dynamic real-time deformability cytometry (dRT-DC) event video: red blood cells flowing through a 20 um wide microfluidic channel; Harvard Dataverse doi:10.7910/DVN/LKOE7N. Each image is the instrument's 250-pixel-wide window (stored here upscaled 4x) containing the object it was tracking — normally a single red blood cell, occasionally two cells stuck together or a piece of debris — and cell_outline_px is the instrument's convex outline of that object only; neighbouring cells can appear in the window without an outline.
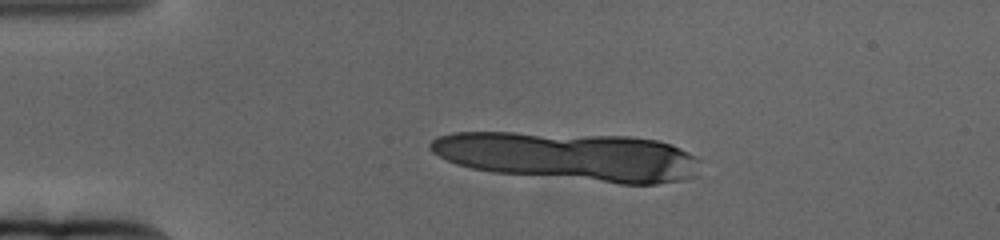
{"species": "human", "species_latin": "Homo sapiens", "temperature_condition": "cold", "stored_images_in_passage": 2, "segment_of_instrument_passage": [1, 2], "camera_frame_rate_fps": 3000, "um_per_image_px": 0.085, "donor": {"sex": "female"}, "frame": {"image": 1, "passage_image": 1, "time_ms": 0.0, "image_size_px": [1000, 240], "cell_outline_px": [[680, 152], [656, 180], [644, 184], [640, 184], [612, 180], [452, 136], [528, 136], [648, 140], [664, 144]], "centroid_in_image_um": [50.26, 13.16], "position_along_channel_um": 34.7, "area_um2": 41.5}}